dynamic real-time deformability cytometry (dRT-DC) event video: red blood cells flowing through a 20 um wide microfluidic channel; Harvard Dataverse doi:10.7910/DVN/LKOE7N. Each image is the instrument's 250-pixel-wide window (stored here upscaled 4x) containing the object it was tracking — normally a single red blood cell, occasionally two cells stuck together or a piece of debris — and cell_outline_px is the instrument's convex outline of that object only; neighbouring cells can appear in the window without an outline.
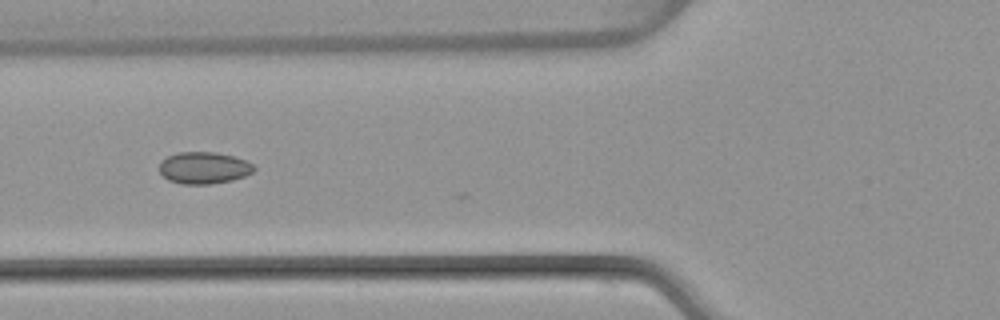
{"species": "common noctule bat (a hibernating species)", "species_latin": "Nyctalus noctula", "temperature_condition": "warm", "stored_images_in_passage": 24, "camera_frame_rate_fps": 3000, "um_per_image_px": 0.085, "animal": {"sex": "female", "body_mass_g": 22.7, "forearm_length_mm": 54.2}, "frame": {"image": 1, "passage_image": 20, "time_ms": 6.333, "image_size_px": [1000, 320], "cell_outline_px": [[256, 168], [252, 172], [244, 176], [232, 180], [212, 184], [180, 184], [168, 180], [160, 172], [160, 160], [168, 156], [180, 152], [216, 152], [232, 156], [244, 160], [252, 164]], "centroid_in_image_um": [17.31, 14.27], "position_along_channel_um": 108.5, "area_um2": 17.51}}
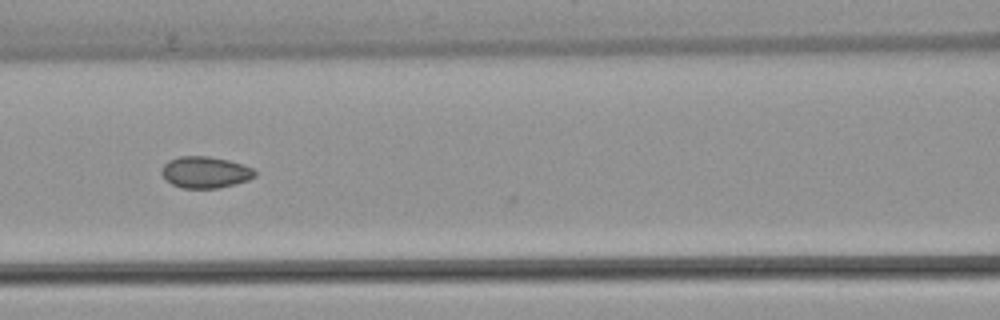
{"frame": {"image": 2, "passage_image": 23, "time_ms": 7.333, "image_size_px": [1000, 320], "cell_outline_px": [[256, 176], [248, 180], [236, 184], [216, 188], [180, 188], [164, 180], [160, 172], [160, 168], [168, 160], [180, 156], [208, 156], [228, 160], [244, 164], [252, 168], [256, 172]], "centroid_in_image_um": [17.41, 14.64], "position_along_channel_um": 149.2, "area_um2": 17.4}}